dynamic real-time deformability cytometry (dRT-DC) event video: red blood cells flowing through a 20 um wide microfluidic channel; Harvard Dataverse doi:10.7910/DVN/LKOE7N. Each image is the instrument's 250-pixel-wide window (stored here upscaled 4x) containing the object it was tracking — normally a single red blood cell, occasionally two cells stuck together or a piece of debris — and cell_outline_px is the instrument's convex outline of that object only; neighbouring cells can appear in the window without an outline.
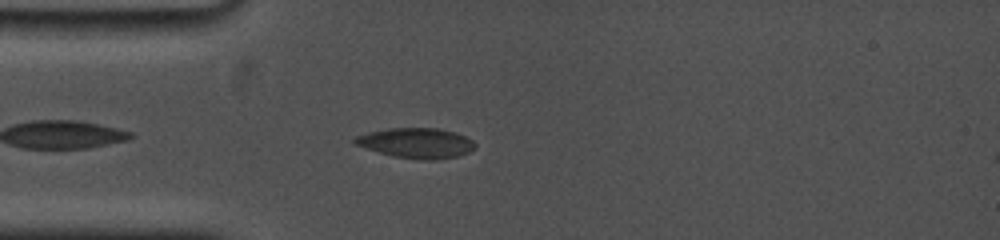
{"species": "common noctule bat (a hibernating species)", "species_latin": "Nyctalus noctula", "temperature_condition": "cold", "stored_images_in_passage": 8, "camera_frame_rate_fps": 5000, "um_per_image_px": 0.085, "animal": {"sex": "female", "body_mass_g": 19.0, "forearm_length_mm": 53.3}, "frame": {"image": 1, "passage_image": 1, "time_ms": 0.0, "image_size_px": [1000, 240], "cell_outline_px": [[476, 148], [468, 152], [456, 156], [436, 160], [424, 160], [392, 156], [356, 144], [352, 140], [356, 136], [368, 132], [388, 128], [440, 128], [456, 132], [472, 140], [476, 144]], "centroid_in_image_um": [35.42, 12.15], "position_along_channel_um": 49.6, "area_um2": 21.04}}
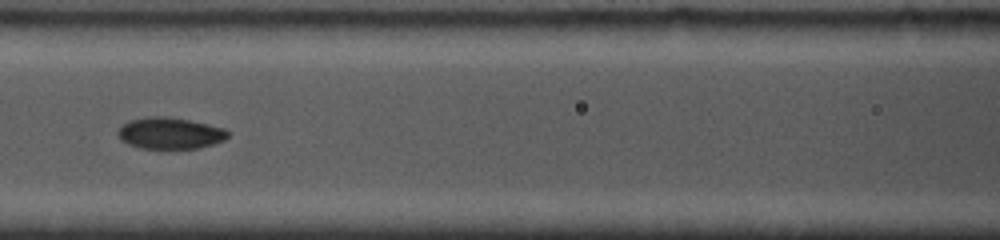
{"frame": {"image": 2, "passage_image": 4, "time_ms": 3.0, "image_size_px": [1000, 240], "cell_outline_px": [[228, 136], [224, 140], [200, 148], [140, 148], [128, 144], [120, 140], [116, 136], [116, 132], [128, 120], [148, 116], [164, 116], [188, 120], [208, 124], [224, 128], [228, 132]], "centroid_in_image_um": [14.4, 11.32], "position_along_channel_um": 152.2, "area_um2": 20.17}}
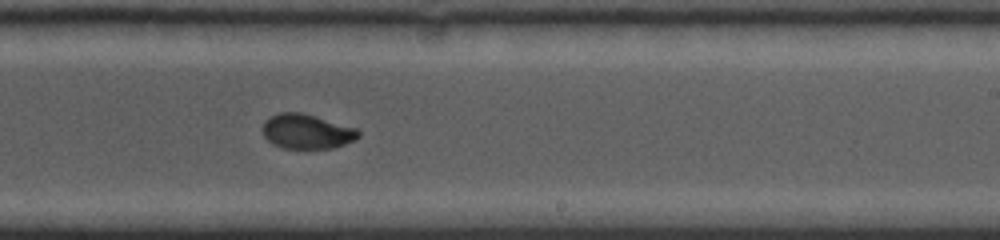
{"frame": {"image": 3, "passage_image": 8, "time_ms": 6.0, "image_size_px": [1000, 240], "cell_outline_px": [[360, 136], [356, 140], [336, 148], [284, 148], [272, 144], [264, 136], [260, 128], [264, 120], [268, 116], [280, 112], [304, 112], [356, 128], [360, 132]], "centroid_in_image_um": [26.05, 11.16], "position_along_channel_um": 262.9, "area_um2": 19.83}}